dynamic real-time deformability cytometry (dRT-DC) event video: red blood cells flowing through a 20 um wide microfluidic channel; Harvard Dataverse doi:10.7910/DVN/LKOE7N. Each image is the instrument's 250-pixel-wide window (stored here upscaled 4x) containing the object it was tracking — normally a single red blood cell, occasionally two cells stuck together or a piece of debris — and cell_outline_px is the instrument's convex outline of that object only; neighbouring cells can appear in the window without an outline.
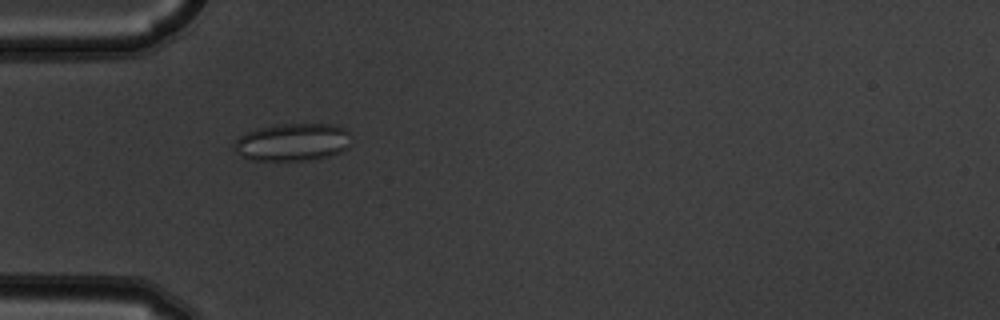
{"species": "common noctule bat (a hibernating species)", "species_latin": "Nyctalus noctula", "temperature_condition": "warm", "stored_images_in_passage": 6, "camera_frame_rate_fps": 3000, "um_per_image_px": 0.085, "animal": {"sex": "male", "body_mass_g": 19.5, "forearm_length_mm": 54.6}, "frame": {"image": 1, "passage_image": 5, "time_ms": 1.333, "image_size_px": [1000, 320], "cell_outline_px": [[348, 148], [340, 152], [316, 160], [252, 160], [240, 156], [232, 148], [232, 144], [240, 136], [256, 128], [276, 124], [332, 124], [344, 128], [348, 132]], "centroid_in_image_um": [24.82, 12.09], "position_along_channel_um": 60.2, "area_um2": 25.78}}
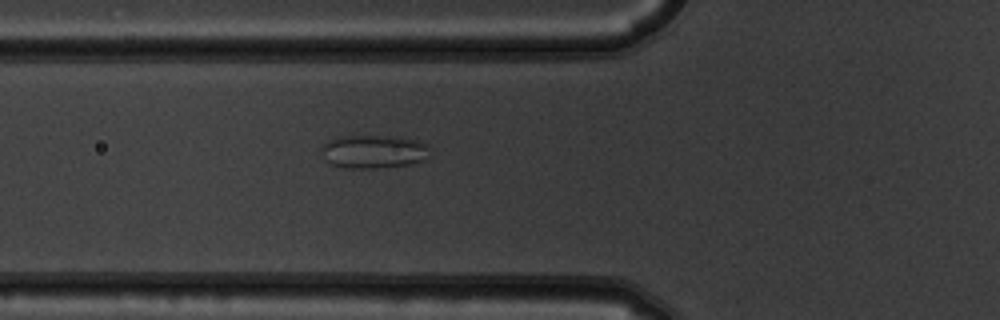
{"frame": {"image": 2, "passage_image": 6, "time_ms": 1.667, "image_size_px": [1000, 320], "cell_outline_px": [[428, 156], [420, 160], [408, 164], [376, 168], [348, 168], [332, 164], [324, 160], [320, 148], [324, 144], [340, 136], [388, 136], [416, 140], [428, 144]], "centroid_in_image_um": [31.72, 12.88], "position_along_channel_um": 94.1, "area_um2": 20.75}}